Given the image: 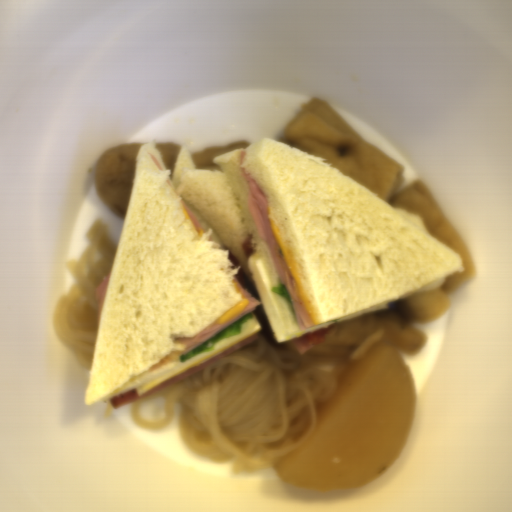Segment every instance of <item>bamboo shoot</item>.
Segmentation results:
<instances>
[{
	"label": "bamboo shoot",
	"instance_id": "bamboo-shoot-1",
	"mask_svg": "<svg viewBox=\"0 0 512 512\" xmlns=\"http://www.w3.org/2000/svg\"><path fill=\"white\" fill-rule=\"evenodd\" d=\"M426 342V335L420 329L389 306L335 323L326 342L306 352L321 358L358 360L378 343H390L397 352L414 356L420 354Z\"/></svg>",
	"mask_w": 512,
	"mask_h": 512
}]
</instances>
